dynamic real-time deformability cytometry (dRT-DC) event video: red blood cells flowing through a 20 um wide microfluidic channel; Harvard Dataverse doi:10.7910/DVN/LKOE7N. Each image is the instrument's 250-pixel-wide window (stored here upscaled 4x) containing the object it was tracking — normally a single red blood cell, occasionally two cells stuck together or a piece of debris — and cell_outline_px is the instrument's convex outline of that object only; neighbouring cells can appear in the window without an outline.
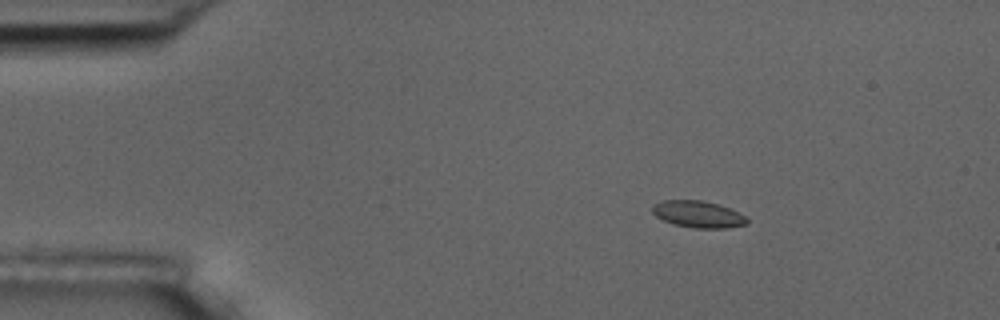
{"species": "common noctule bat (a hibernating species)", "species_latin": "Nyctalus noctula", "temperature_condition": "room temperature", "stored_images_in_passage": 5, "camera_frame_rate_fps": 3000, "um_per_image_px": 0.085, "animal": {"sex": "male", "body_mass_g": 17.5, "forearm_length_mm": 52.3}, "frame": {"image": 1, "passage_image": 2, "time_ms": 1.333, "image_size_px": [1000, 320], "cell_outline_px": [[748, 224], [724, 228], [692, 228], [672, 224], [656, 216], [652, 212], [652, 204], [660, 200], [700, 200], [716, 204], [740, 212], [748, 220]], "centroid_in_image_um": [59.3, 18.21], "position_along_channel_um": 25.7, "area_um2": 14.8}}